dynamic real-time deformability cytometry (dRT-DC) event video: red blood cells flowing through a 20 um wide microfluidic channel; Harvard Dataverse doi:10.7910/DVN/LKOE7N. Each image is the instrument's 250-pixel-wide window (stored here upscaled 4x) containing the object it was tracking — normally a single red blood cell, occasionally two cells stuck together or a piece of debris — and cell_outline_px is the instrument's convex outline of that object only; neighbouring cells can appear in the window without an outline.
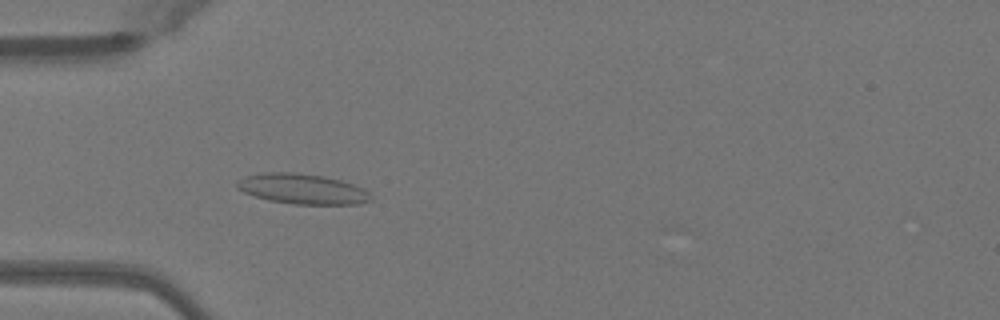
{"species": "Egyptian fruit bat (a non-hibernating species)", "species_latin": "Rousettus aegyptiacus", "temperature_condition": "warm", "stored_images_in_passage": 45, "camera_frame_rate_fps": 3000, "um_per_image_px": 0.085, "animal": {"sex": "female"}, "frame": {"image": 1, "passage_image": 10, "time_ms": 3.0, "image_size_px": [1000, 320], "cell_outline_px": [[372, 200], [360, 204], [292, 204], [268, 200], [244, 192], [236, 188], [236, 180], [244, 176], [264, 172], [296, 172], [324, 176], [340, 180], [364, 188], [372, 196]], "centroid_in_image_um": [25.68, 16.05], "position_along_channel_um": 59.3, "area_um2": 23.76}}
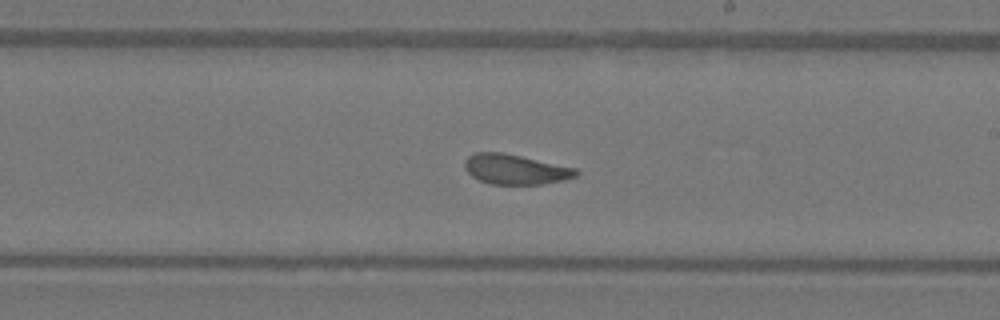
{"frame": {"image": 2, "passage_image": 24, "time_ms": 7.667, "image_size_px": [1000, 320], "cell_outline_px": [[580, 172], [576, 176], [564, 180], [540, 184], [488, 184], [472, 176], [464, 168], [464, 160], [468, 156], [476, 152], [504, 152], [576, 168]], "centroid_in_image_um": [43.79, 14.38], "position_along_channel_um": 245.2, "area_um2": 19.54}}
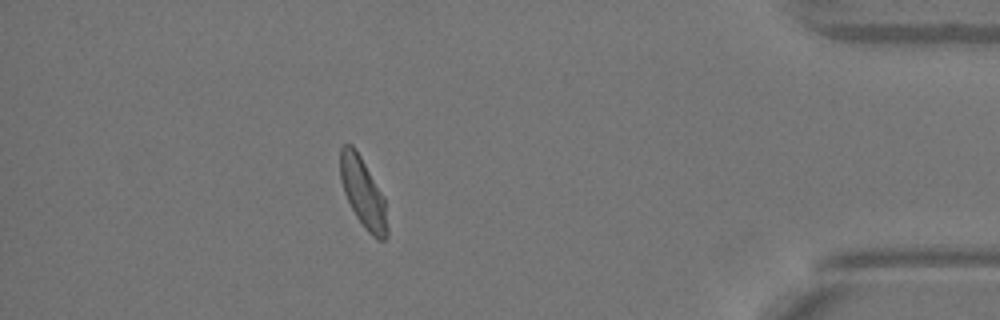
{"frame": {"image": 3, "passage_image": 39, "time_ms": 12.667, "image_size_px": [1000, 320], "cell_outline_px": [[388, 236], [384, 240], [376, 240], [364, 228], [356, 216], [344, 192], [340, 180], [340, 148], [344, 144], [352, 144], [356, 148], [384, 196], [388, 228]], "centroid_in_image_um": [30.87, 16.39], "position_along_channel_um": 404.3, "area_um2": 19.25}, "authors_computed_cell_mechanics": {"area_um2": 19.8832, "velocity_mm_per_s": 4.056, "shape_relaxation_time_tau1_ms": null, "shape_relaxation_time_tau2_ms": 1.353, "deformation_change_tau1": null, "deformation_change_tau2": 0.0548}}